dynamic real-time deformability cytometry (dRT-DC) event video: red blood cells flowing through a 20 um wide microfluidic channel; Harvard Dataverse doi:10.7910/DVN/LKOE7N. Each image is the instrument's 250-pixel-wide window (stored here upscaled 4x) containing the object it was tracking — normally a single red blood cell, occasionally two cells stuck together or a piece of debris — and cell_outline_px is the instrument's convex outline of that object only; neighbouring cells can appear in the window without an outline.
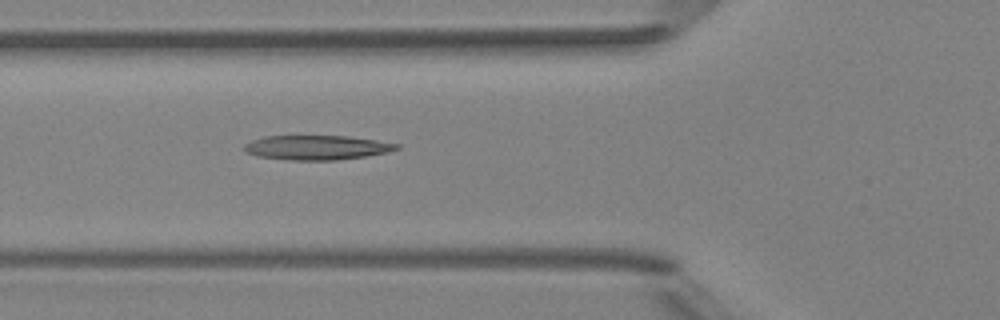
{"species": "Egyptian fruit bat (a non-hibernating species)", "species_latin": "Rousettus aegyptiacus", "temperature_condition": "room temperature", "stored_images_in_passage": 5, "camera_frame_rate_fps": 3000, "um_per_image_px": 0.085, "animal": {"sex": "female"}, "frame": {"image": 1, "passage_image": 5, "time_ms": 5.333, "image_size_px": [1000, 320], "cell_outline_px": [[400, 148], [388, 152], [364, 156], [336, 160], [288, 160], [256, 156], [248, 152], [244, 148], [244, 144], [252, 140], [264, 136], [348, 136], [376, 140], [400, 144]], "centroid_in_image_um": [26.93, 12.54], "position_along_channel_um": 98.9, "area_um2": 21.68}}